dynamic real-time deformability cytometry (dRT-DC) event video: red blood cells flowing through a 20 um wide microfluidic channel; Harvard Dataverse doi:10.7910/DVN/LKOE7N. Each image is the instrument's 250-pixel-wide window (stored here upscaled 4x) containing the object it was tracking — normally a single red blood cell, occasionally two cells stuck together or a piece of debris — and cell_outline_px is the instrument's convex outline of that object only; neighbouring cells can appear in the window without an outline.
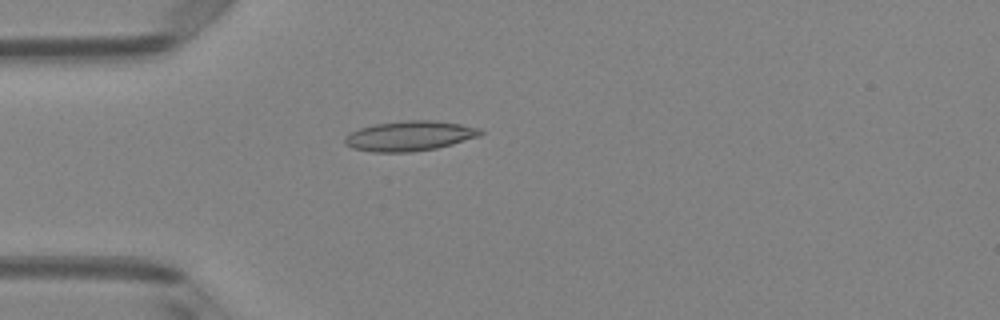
{"species": "Egyptian fruit bat (a non-hibernating species)", "species_latin": "Rousettus aegyptiacus", "temperature_condition": "room temperature", "stored_images_in_passage": 1, "camera_frame_rate_fps": 3000, "um_per_image_px": 0.085, "animal": {"sex": "female"}, "frame": {"image": 1, "passage_image": 1, "time_ms": 0.0, "image_size_px": [1000, 320], "cell_outline_px": [[484, 132], [480, 136], [452, 144], [436, 148], [408, 152], [372, 152], [352, 148], [344, 144], [344, 136], [360, 128], [376, 124], [408, 120], [432, 120], [460, 124], [480, 128]], "centroid_in_image_um": [34.81, 11.56], "position_along_channel_um": 50.2, "area_um2": 23.58}}